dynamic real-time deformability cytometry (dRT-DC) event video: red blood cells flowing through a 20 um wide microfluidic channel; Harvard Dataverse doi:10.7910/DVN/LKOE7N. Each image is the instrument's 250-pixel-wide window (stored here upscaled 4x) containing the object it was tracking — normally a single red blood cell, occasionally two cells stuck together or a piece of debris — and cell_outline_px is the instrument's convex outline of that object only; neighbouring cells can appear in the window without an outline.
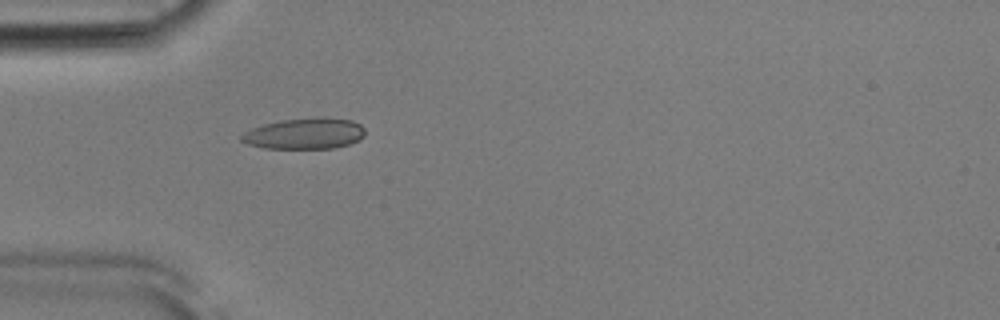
{"species": "Egyptian fruit bat (a non-hibernating species)", "species_latin": "Rousettus aegyptiacus", "temperature_condition": "room temperature", "stored_images_in_passage": 52, "camera_frame_rate_fps": 3000, "um_per_image_px": 0.085, "animal": {"sex": "male"}, "frame": {"image": 1, "passage_image": 16, "time_ms": 5.0, "image_size_px": [1000, 320], "cell_outline_px": [[364, 136], [360, 140], [348, 144], [332, 148], [264, 148], [248, 144], [240, 140], [240, 136], [244, 132], [252, 128], [264, 124], [280, 120], [324, 116], [352, 120], [360, 124], [364, 128]], "centroid_in_image_um": [25.91, 11.34], "position_along_channel_um": 59.1, "area_um2": 22.48}}
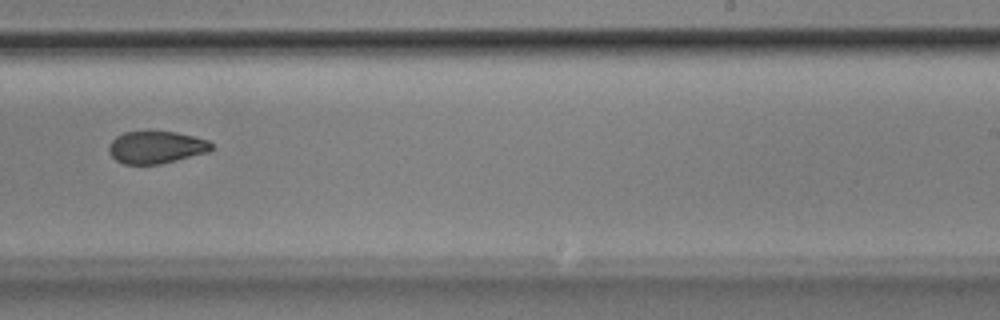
{"frame": {"image": 2, "passage_image": 33, "time_ms": 10.667, "image_size_px": [1000, 320], "cell_outline_px": [[212, 148], [208, 152], [160, 164], [124, 164], [116, 160], [108, 152], [108, 148], [112, 140], [116, 136], [124, 132], [148, 128], [176, 132], [208, 140], [212, 144]], "centroid_in_image_um": [13.23, 12.47], "position_along_channel_um": 275.8, "area_um2": 19.88}}
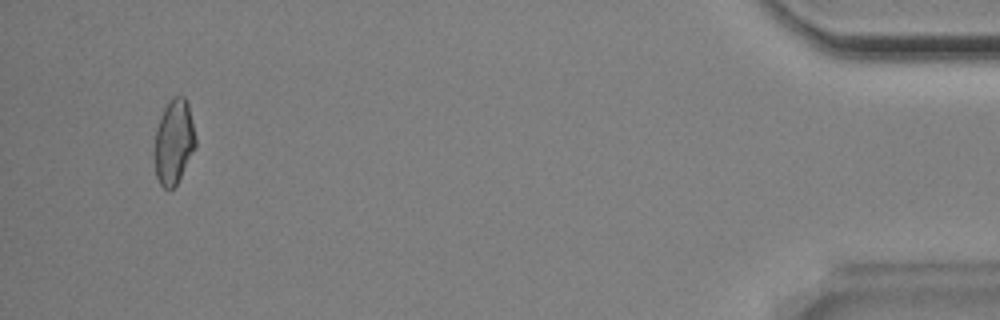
{"frame": {"image": 3, "passage_image": 50, "time_ms": 16.333, "image_size_px": [1000, 320], "cell_outline_px": [[196, 148], [176, 184], [168, 192], [160, 184], [156, 176], [156, 128], [160, 116], [164, 108], [172, 96], [184, 96], [188, 104], [196, 140]], "centroid_in_image_um": [14.79, 12.05], "position_along_channel_um": 420.4, "area_um2": 20.0}, "authors_computed_cell_mechanics": {"area_um2": 20.7502, "velocity_mm_per_s": 3.8924, "shape_relaxation_time_tau1_ms": 4.8756, "shape_relaxation_time_tau2_ms": 3.7894, "deformation_change_tau1": 0.1468, "deformation_change_tau2": 0.089}}